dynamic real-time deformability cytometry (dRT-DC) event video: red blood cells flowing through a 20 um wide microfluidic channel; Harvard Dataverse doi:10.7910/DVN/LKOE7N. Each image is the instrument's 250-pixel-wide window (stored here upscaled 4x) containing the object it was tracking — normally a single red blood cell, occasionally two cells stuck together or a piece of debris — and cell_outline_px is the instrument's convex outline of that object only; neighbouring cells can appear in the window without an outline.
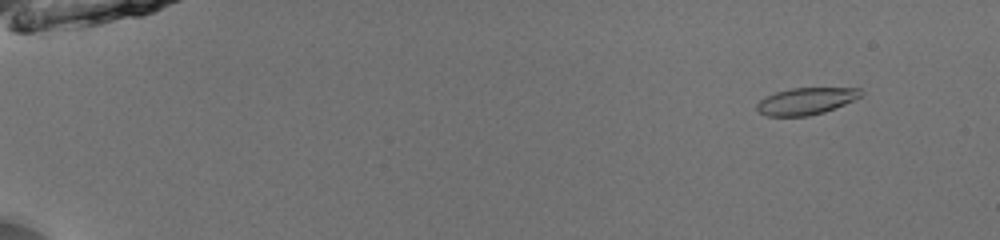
{"species": "common noctule bat (a hibernating species)", "species_latin": "Nyctalus noctula", "temperature_condition": "room temperature", "stored_images_in_passage": 53, "camera_frame_rate_fps": 3000, "um_per_image_px": 0.085, "animal": {"sex": "male", "body_mass_g": 13.0, "forearm_length_mm": 53.1}, "frame": {"image": 1, "passage_image": 6, "time_ms": 1.667, "image_size_px": [1000, 240], "cell_outline_px": [[864, 92], [860, 96], [844, 104], [824, 112], [808, 116], [768, 116], [760, 112], [756, 108], [756, 104], [764, 96], [776, 92], [792, 88], [860, 88]], "centroid_in_image_um": [68.49, 8.59], "position_along_channel_um": 16.5, "area_um2": 16.18}}
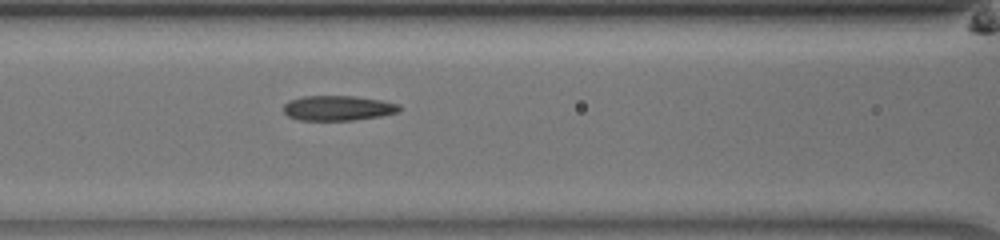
{"frame": {"image": 2, "passage_image": 26, "time_ms": 8.333, "image_size_px": [1000, 240], "cell_outline_px": [[400, 112], [380, 116], [352, 120], [300, 120], [288, 116], [284, 112], [284, 104], [288, 100], [304, 96], [356, 96], [384, 100], [400, 104]], "centroid_in_image_um": [28.75, 9.18], "position_along_channel_um": 137.8, "area_um2": 16.99}}
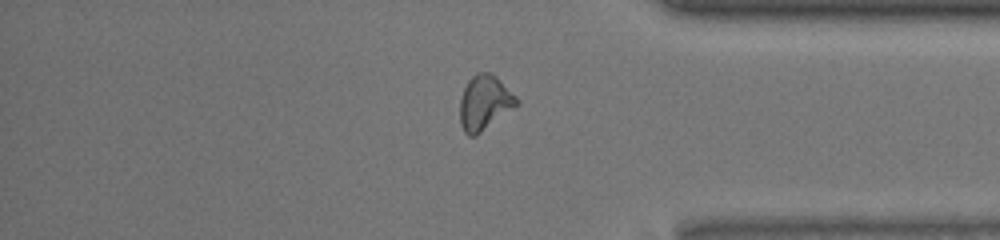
{"frame": {"image": 3, "passage_image": 46, "time_ms": 15.0, "image_size_px": [1000, 240], "cell_outline_px": [[520, 104], [476, 136], [468, 136], [464, 132], [460, 124], [460, 100], [464, 88], [468, 80], [476, 72], [492, 72], [520, 100]], "centroid_in_image_um": [41.2, 8.73], "position_along_channel_um": 394.0, "area_um2": 18.32}, "authors_computed_cell_mechanics": {"area_um2": 17.1088, "velocity_mm_per_s": 3.9713, "shape_relaxation_time_tau1_ms": null, "shape_relaxation_time_tau2_ms": 2.8735, "deformation_change_tau1": null, "deformation_change_tau2": 0.1139}}